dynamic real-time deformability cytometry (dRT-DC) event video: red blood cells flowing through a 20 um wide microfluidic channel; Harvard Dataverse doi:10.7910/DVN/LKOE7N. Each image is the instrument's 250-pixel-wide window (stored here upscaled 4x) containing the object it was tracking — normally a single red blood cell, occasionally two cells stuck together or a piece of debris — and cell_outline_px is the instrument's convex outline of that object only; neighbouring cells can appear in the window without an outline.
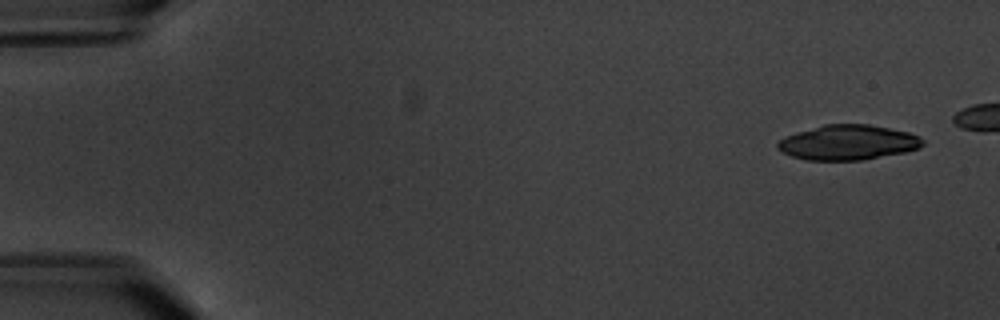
{"species": "common noctule bat (a hibernating species)", "species_latin": "Nyctalus noctula", "temperature_condition": "warm", "stored_images_in_passage": 6, "camera_frame_rate_fps": 3000, "um_per_image_px": 0.085, "animal": {"sex": "male", "body_mass_g": 20.1, "forearm_length_mm": 53.5}, "frame": {"image": 1, "passage_image": 2, "time_ms": 1.0, "image_size_px": [1000, 320], "cell_outline_px": [[924, 144], [920, 148], [904, 152], [860, 160], [808, 160], [792, 156], [776, 148], [776, 144], [784, 136], [796, 132], [824, 124], [868, 124], [908, 132], [920, 136], [924, 140]], "centroid_in_image_um": [72.08, 12.1], "position_along_channel_um": 12.9, "area_um2": 29.48}}